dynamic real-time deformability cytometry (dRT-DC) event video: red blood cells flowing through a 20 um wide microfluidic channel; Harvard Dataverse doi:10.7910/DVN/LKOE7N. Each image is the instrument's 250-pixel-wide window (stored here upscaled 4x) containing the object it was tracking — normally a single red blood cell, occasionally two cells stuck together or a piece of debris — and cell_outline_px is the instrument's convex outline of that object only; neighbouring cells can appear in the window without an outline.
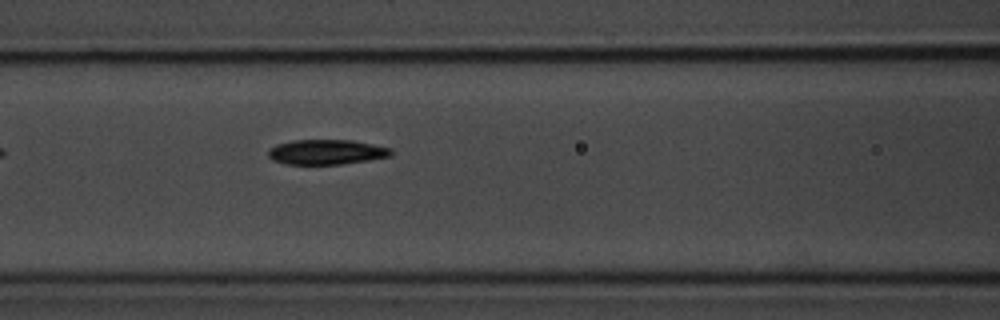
{"species": "common noctule bat (a hibernating species)", "species_latin": "Nyctalus noctula", "temperature_condition": "room temperature", "stored_images_in_passage": 6, "camera_frame_rate_fps": 3000, "um_per_image_px": 0.085, "animal": {"sex": "male", "body_mass_g": 20.1, "forearm_length_mm": 53.5}, "frame": {"image": 1, "passage_image": 6, "time_ms": 5.667, "image_size_px": [1000, 320], "cell_outline_px": [[392, 156], [368, 160], [340, 164], [284, 164], [272, 160], [268, 156], [268, 152], [276, 144], [292, 140], [352, 140], [392, 148]], "centroid_in_image_um": [27.75, 12.92], "position_along_channel_um": 138.9, "area_um2": 17.86}}